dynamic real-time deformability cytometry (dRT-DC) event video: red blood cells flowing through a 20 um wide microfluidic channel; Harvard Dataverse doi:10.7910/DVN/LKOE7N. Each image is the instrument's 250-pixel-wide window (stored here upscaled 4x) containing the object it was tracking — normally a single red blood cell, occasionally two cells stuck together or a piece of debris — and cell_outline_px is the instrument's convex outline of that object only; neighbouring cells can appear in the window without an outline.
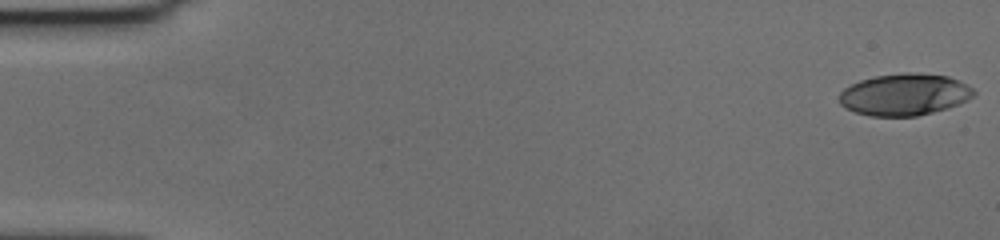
{"species": "human", "species_latin": "Homo sapiens", "temperature_condition": "cold", "stored_images_in_passage": 58, "camera_frame_rate_fps": 3000, "um_per_image_px": 0.085, "donor": {"sex": "female"}, "frame": {"image": 1, "passage_image": 1, "time_ms": 0.0, "image_size_px": [1000, 240], "cell_outline_px": [[976, 96], [948, 108], [916, 116], [872, 116], [856, 112], [844, 108], [840, 104], [840, 92], [844, 88], [860, 80], [876, 76], [904, 72], [916, 72], [948, 76], [960, 80], [972, 88], [976, 92]], "centroid_in_image_um": [76.9, 8.03], "position_along_channel_um": 8.1, "area_um2": 32.89}}
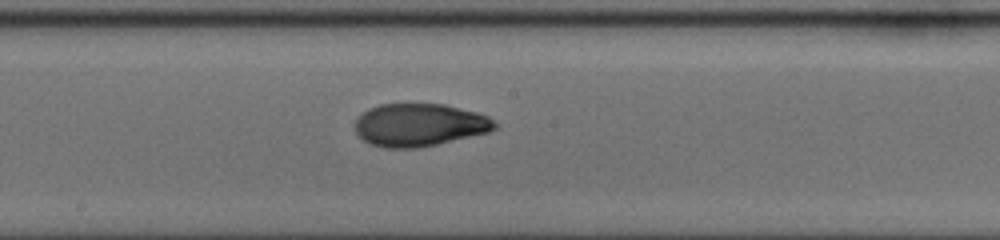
{"frame": {"image": 2, "passage_image": 32, "time_ms": 10.333, "image_size_px": [1000, 240], "cell_outline_px": [[500, 124], [496, 128], [488, 132], [420, 148], [384, 148], [368, 144], [356, 132], [356, 120], [368, 108], [380, 104], [404, 100], [444, 104], [476, 112], [488, 116], [496, 120]], "centroid_in_image_um": [35.65, 10.57], "position_along_channel_um": 212.5, "area_um2": 35.84}}
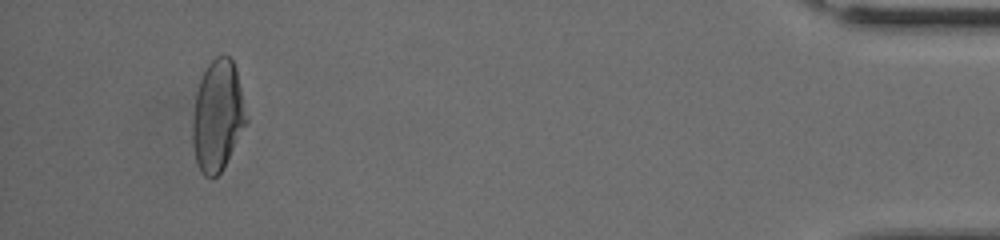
{"frame": {"image": 3, "passage_image": 55, "time_ms": 18.0, "image_size_px": [1000, 240], "cell_outline_px": [[248, 120], [220, 172], [216, 176], [204, 176], [200, 172], [196, 164], [192, 144], [192, 116], [196, 92], [200, 80], [208, 64], [216, 56], [228, 56], [232, 60], [236, 68]], "centroid_in_image_um": [18.47, 9.83], "position_along_channel_um": 416.7, "area_um2": 34.51}, "authors_computed_cell_mechanics": {"area_um2": 34.2754, "velocity_mm_per_s": 3.5783, "shape_relaxation_time_tau1_ms": 5.1952, "shape_relaxation_time_tau2_ms": 1.8282, "deformation_change_tau1": 0.2071, "deformation_change_tau2": 0.0616}}